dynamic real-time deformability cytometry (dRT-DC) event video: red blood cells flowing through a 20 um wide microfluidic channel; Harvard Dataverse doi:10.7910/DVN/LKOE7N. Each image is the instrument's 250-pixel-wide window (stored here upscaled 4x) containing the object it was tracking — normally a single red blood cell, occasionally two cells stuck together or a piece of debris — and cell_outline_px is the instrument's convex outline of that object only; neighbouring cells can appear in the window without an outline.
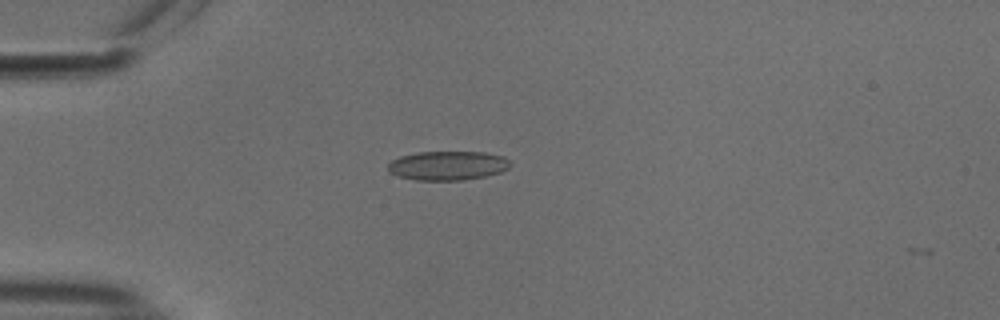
{"species": "common noctule bat (a hibernating species)", "species_latin": "Nyctalus noctula", "temperature_condition": "cold", "stored_images_in_passage": 2, "camera_frame_rate_fps": 3000, "um_per_image_px": 0.085, "animal": {"sex": "male", "body_mass_g": 18.8}, "frame": {"image": 1, "passage_image": 1, "time_ms": 0.0, "image_size_px": [1000, 320], "cell_outline_px": [[512, 164], [508, 168], [500, 172], [484, 176], [464, 180], [416, 180], [396, 176], [388, 172], [388, 164], [392, 160], [400, 156], [416, 152], [484, 152], [504, 156]], "centroid_in_image_um": [38.03, 14.07], "position_along_channel_um": 47.0, "area_um2": 20.87}}